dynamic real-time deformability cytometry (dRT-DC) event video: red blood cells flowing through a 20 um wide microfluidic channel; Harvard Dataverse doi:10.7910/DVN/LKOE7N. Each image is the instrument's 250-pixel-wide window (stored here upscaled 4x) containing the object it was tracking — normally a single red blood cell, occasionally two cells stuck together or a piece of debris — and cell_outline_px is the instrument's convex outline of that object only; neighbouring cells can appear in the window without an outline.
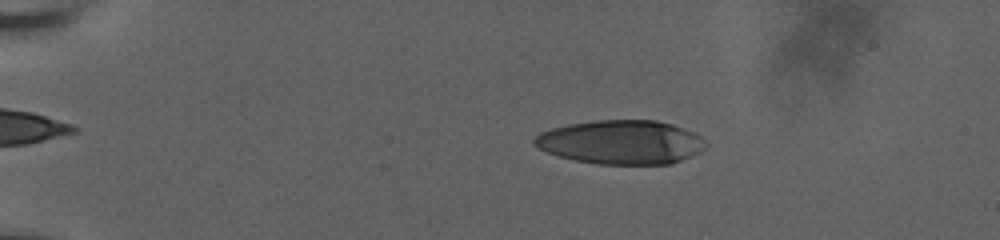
{"species": "human", "species_latin": "Homo sapiens", "temperature_condition": "room temperature", "stored_images_in_passage": 56, "camera_frame_rate_fps": 3000, "um_per_image_px": 0.085, "donor": {"sex": "male"}, "frame": {"image": 1, "passage_image": 11, "time_ms": 3.333, "image_size_px": [1000, 240], "cell_outline_px": [[708, 144], [700, 152], [672, 164], [596, 164], [576, 160], [560, 156], [548, 152], [532, 144], [532, 140], [540, 132], [552, 128], [568, 124], [596, 120], [656, 120], [672, 124], [696, 132]], "centroid_in_image_um": [52.82, 12.08], "position_along_channel_um": 32.2, "area_um2": 44.04}}
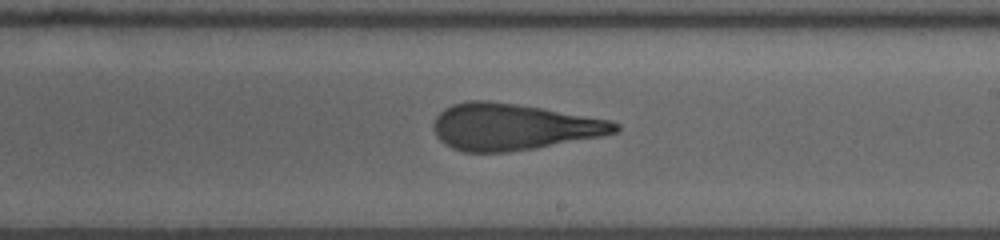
{"frame": {"image": 2, "passage_image": 35, "time_ms": 11.333, "image_size_px": [1000, 240], "cell_outline_px": [[620, 128], [616, 132], [600, 136], [536, 148], [508, 152], [464, 152], [452, 148], [444, 144], [436, 136], [432, 128], [432, 124], [436, 116], [444, 108], [452, 104], [468, 100], [488, 100], [516, 104], [612, 120], [620, 124]], "centroid_in_image_um": [43.58, 10.78], "position_along_channel_um": 245.4, "area_um2": 49.25}}
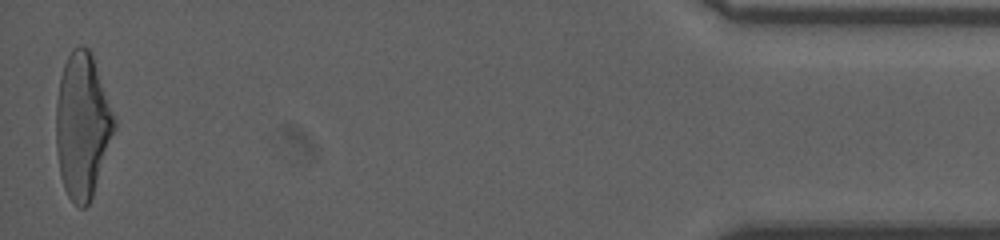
{"frame": {"image": 3, "passage_image": 56, "time_ms": 18.333, "image_size_px": [1000, 240], "cell_outline_px": [[116, 128], [92, 196], [88, 204], [84, 208], [80, 208], [68, 196], [64, 188], [60, 176], [56, 148], [56, 104], [60, 76], [64, 64], [72, 48], [80, 44], [88, 48], [92, 52], [116, 120]], "centroid_in_image_um": [7.0, 10.64], "position_along_channel_um": 428.2, "area_um2": 49.3}, "authors_computed_cell_mechanics": {"area_um2": 48.4364, "velocity_mm_per_s": 3.7486, "shape_relaxation_time_tau1_ms": 10.0695, "shape_relaxation_time_tau2_ms": 1.5263, "deformation_change_tau1": 0.3306, "deformation_change_tau2": 0.1277}}